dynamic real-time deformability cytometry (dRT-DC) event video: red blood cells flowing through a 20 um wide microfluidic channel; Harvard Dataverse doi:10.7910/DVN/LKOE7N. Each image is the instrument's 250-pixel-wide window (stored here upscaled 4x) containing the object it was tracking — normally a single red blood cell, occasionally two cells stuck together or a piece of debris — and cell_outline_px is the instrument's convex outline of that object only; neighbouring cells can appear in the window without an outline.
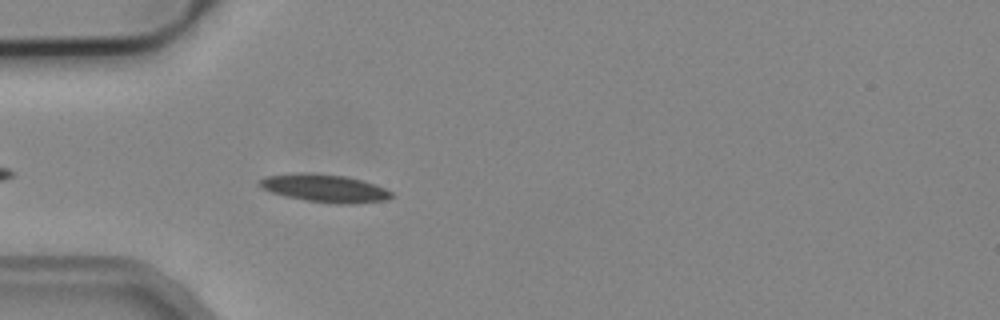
{"species": "common noctule bat (a hibernating species)", "species_latin": "Nyctalus noctula", "temperature_condition": "cold", "stored_images_in_passage": 4, "camera_frame_rate_fps": 3000, "um_per_image_px": 0.085, "animal": {"sex": "male", "body_mass_g": 19.2, "forearm_length_mm": 51.8}, "frame": {"image": 1, "passage_image": 4, "time_ms": 4.667, "image_size_px": [1000, 320], "cell_outline_px": [[392, 196], [388, 200], [352, 204], [336, 204], [308, 200], [288, 196], [272, 192], [264, 188], [260, 184], [260, 180], [264, 176], [304, 172], [312, 172], [344, 176], [376, 184], [392, 192]], "centroid_in_image_um": [27.65, 15.99], "position_along_channel_um": 57.3, "area_um2": 21.15}}